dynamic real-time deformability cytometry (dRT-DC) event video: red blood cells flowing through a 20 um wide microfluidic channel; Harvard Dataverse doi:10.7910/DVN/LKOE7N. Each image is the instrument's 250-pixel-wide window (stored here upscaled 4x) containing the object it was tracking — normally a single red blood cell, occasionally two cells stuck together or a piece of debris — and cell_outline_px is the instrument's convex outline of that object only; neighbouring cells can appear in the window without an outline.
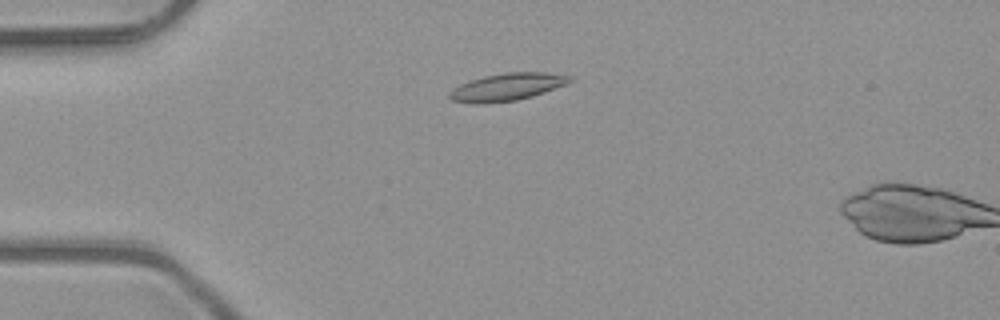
{"species": "common noctule bat (a hibernating species)", "species_latin": "Nyctalus noctula", "temperature_condition": "room temperature", "stored_images_in_passage": 4, "camera_frame_rate_fps": 3000, "um_per_image_px": 0.085, "animal": {"sex": "male", "body_mass_g": 23.1, "forearm_length_mm": 52.7}, "frame": {"image": 1, "passage_image": 4, "time_ms": 1.0, "image_size_px": [1000, 320], "cell_outline_px": [[576, 80], [568, 84], [532, 96], [516, 100], [484, 104], [476, 104], [452, 100], [448, 96], [448, 92], [452, 88], [460, 84], [484, 76], [504, 72], [548, 72], [568, 76]], "centroid_in_image_um": [43.11, 7.39], "position_along_channel_um": 41.9, "area_um2": 19.36}}